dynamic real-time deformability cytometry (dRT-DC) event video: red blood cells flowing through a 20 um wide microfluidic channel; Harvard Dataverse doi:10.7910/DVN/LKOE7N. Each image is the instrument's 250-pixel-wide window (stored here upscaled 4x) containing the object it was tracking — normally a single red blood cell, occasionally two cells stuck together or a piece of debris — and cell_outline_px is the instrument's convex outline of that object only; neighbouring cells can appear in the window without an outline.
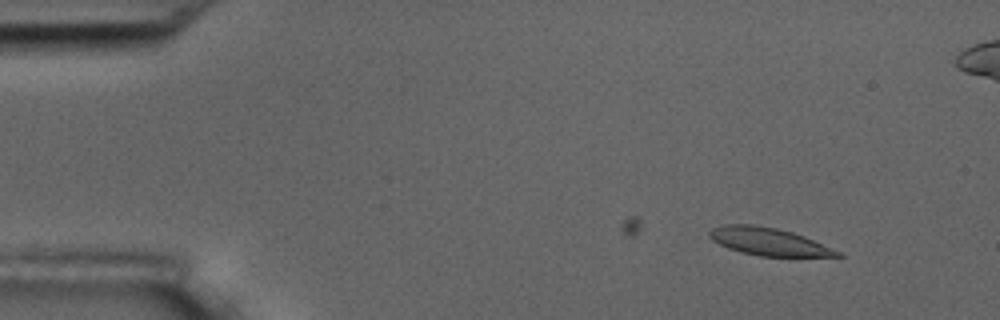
{"species": "common noctule bat (a hibernating species)", "species_latin": "Nyctalus noctula", "temperature_condition": "room temperature", "stored_images_in_passage": 4, "camera_frame_rate_fps": 3000, "um_per_image_px": 0.085, "animal": {"sex": "male", "body_mass_g": 17.5, "forearm_length_mm": 52.3}, "frame": {"image": 1, "passage_image": 1, "time_ms": 0.0, "image_size_px": [1000, 320], "cell_outline_px": [[844, 256], [760, 256], [740, 252], [728, 248], [712, 240], [708, 236], [708, 232], [712, 228], [724, 224], [752, 224], [776, 228], [792, 232], [804, 236], [840, 252]], "centroid_in_image_um": [65.27, 20.52], "position_along_channel_um": 19.7, "area_um2": 20.4}}